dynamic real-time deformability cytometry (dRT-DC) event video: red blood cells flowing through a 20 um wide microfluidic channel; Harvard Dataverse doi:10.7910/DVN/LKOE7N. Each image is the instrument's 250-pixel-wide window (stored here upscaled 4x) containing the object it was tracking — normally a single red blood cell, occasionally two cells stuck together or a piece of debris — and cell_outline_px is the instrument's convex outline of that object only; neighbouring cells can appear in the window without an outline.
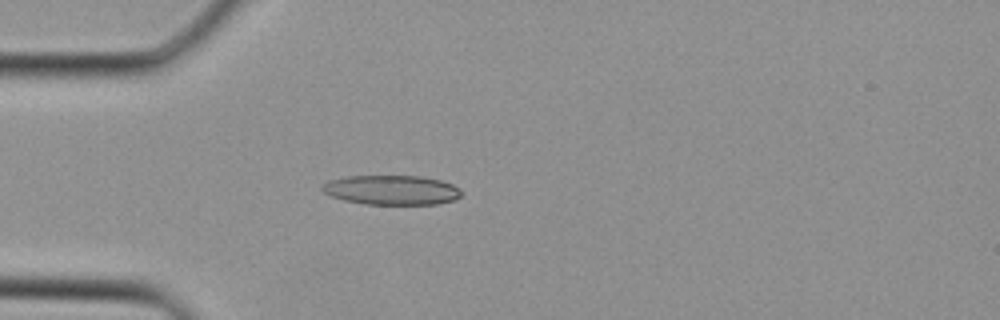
{"species": "Egyptian fruit bat (a non-hibernating species)", "species_latin": "Rousettus aegyptiacus", "temperature_condition": "cold", "stored_images_in_passage": 32, "camera_frame_rate_fps": 3000, "um_per_image_px": 0.085, "animal": {"sex": "female"}, "frame": {"image": 1, "passage_image": 7, "time_ms": 2.0, "image_size_px": [1000, 320], "cell_outline_px": [[464, 192], [456, 200], [436, 204], [364, 204], [344, 200], [332, 196], [324, 192], [320, 188], [328, 180], [348, 176], [420, 176], [440, 180], [452, 184], [460, 188]], "centroid_in_image_um": [33.32, 16.15], "position_along_channel_um": 51.7, "area_um2": 24.04}}
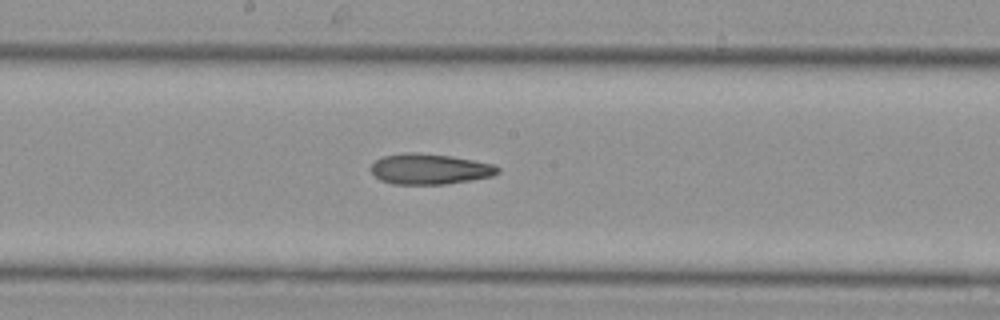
{"frame": {"image": 2, "passage_image": 16, "time_ms": 5.0, "image_size_px": [1000, 320], "cell_outline_px": [[500, 172], [492, 176], [444, 184], [392, 184], [380, 180], [368, 168], [376, 160], [384, 156], [404, 152], [416, 152], [452, 156], [492, 164], [500, 168]], "centroid_in_image_um": [36.49, 14.36], "position_along_channel_um": 211.7, "area_um2": 22.54}}
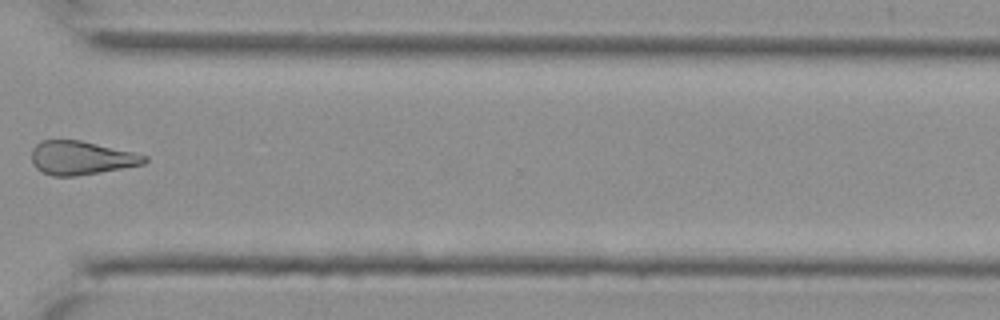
{"frame": {"image": 3, "passage_image": 24, "time_ms": 7.667, "image_size_px": [1000, 320], "cell_outline_px": [[148, 160], [144, 164], [100, 172], [76, 176], [52, 176], [40, 172], [32, 164], [32, 148], [40, 140], [80, 140], [132, 152], [148, 156]], "centroid_in_image_um": [6.86, 13.42], "position_along_channel_um": 363.7, "area_um2": 22.14}}